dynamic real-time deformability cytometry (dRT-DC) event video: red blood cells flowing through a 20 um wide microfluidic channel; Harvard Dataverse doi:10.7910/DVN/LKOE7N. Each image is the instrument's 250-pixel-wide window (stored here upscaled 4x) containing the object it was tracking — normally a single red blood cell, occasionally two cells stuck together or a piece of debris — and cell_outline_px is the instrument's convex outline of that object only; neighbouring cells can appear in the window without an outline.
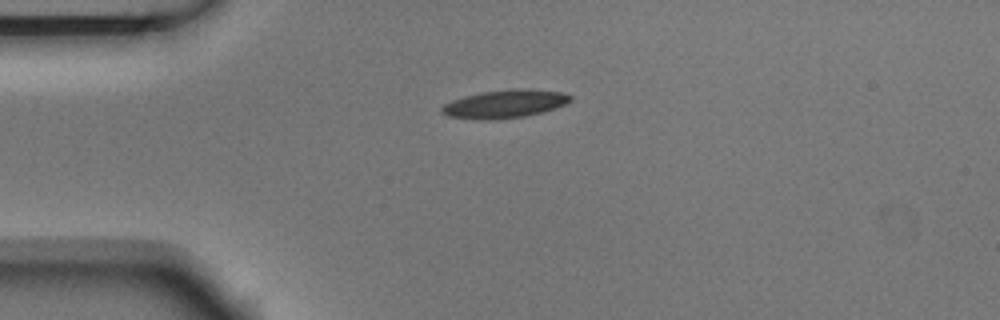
{"species": "Egyptian fruit bat (a non-hibernating species)", "species_latin": "Rousettus aegyptiacus", "temperature_condition": "room temperature", "stored_images_in_passage": 7, "camera_frame_rate_fps": 3000, "um_per_image_px": 0.085, "animal": {"sex": "male"}, "frame": {"image": 1, "passage_image": 1, "time_ms": 0.0, "image_size_px": [1000, 320], "cell_outline_px": [[572, 100], [556, 108], [524, 116], [492, 120], [476, 120], [448, 116], [440, 112], [440, 108], [444, 104], [452, 100], [464, 96], [484, 92], [560, 92], [572, 96]], "centroid_in_image_um": [42.78, 8.91], "position_along_channel_um": 42.2, "area_um2": 19.83}}
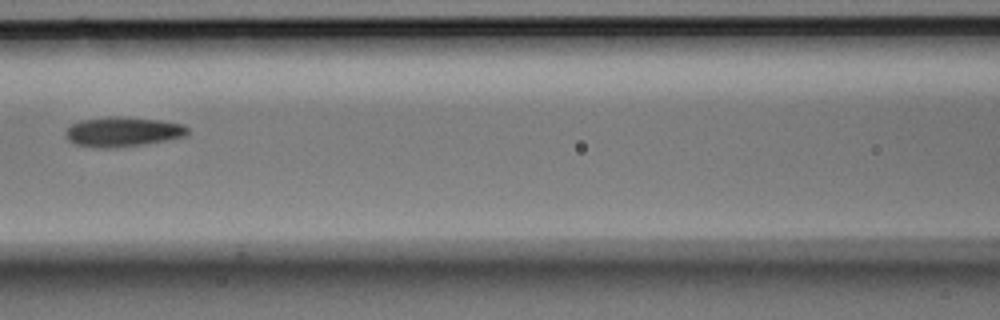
{"frame": {"image": 2, "passage_image": 4, "time_ms": 1.0, "image_size_px": [1000, 320], "cell_outline_px": [[188, 132], [184, 136], [144, 144], [116, 148], [100, 148], [76, 144], [68, 140], [64, 132], [72, 124], [80, 120], [112, 116], [116, 116], [160, 120], [184, 124], [188, 128]], "centroid_in_image_um": [10.41, 11.2], "position_along_channel_um": 156.2, "area_um2": 21.04}}
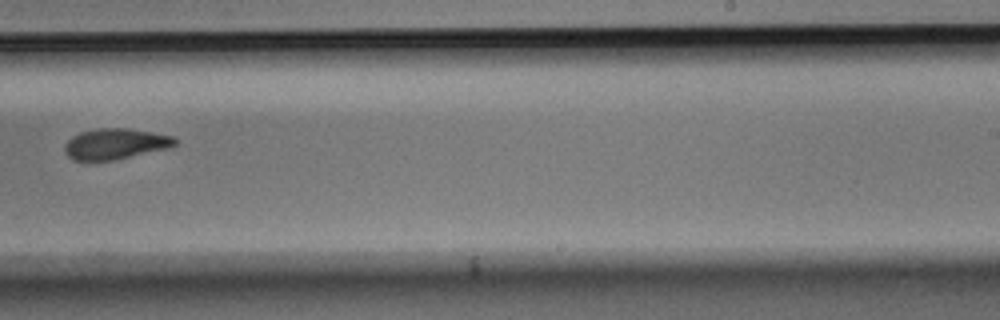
{"frame": {"image": 3, "passage_image": 7, "time_ms": 2.0, "image_size_px": [1000, 320], "cell_outline_px": [[176, 144], [168, 148], [112, 160], [72, 160], [64, 152], [64, 144], [72, 136], [80, 132], [96, 128], [128, 128], [152, 132], [172, 136], [176, 140]], "centroid_in_image_um": [9.76, 12.22], "position_along_channel_um": 279.2, "area_um2": 19.65}}